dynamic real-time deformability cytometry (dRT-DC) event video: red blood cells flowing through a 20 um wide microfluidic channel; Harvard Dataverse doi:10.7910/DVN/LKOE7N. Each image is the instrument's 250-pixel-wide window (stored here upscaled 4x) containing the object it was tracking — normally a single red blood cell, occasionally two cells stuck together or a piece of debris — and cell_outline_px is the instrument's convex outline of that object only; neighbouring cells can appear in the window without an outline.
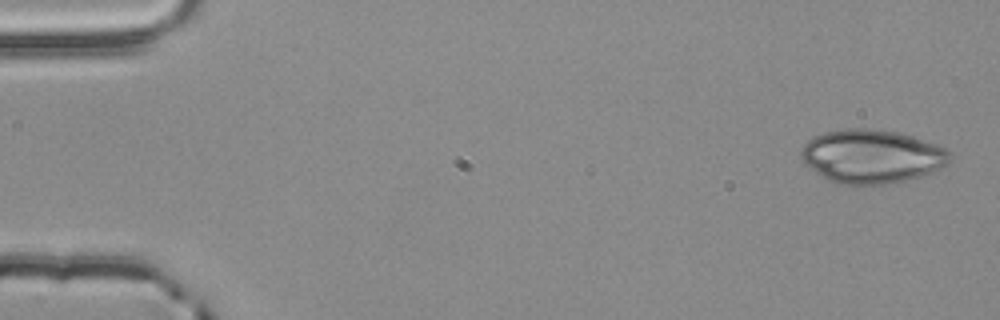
{"species": "common noctule bat (a hibernating species)", "species_latin": "Nyctalus noctula", "temperature_condition": "room temperature", "stored_images_in_passage": 5, "segment_of_instrument_passage": [2, 2], "camera_frame_rate_fps": 3000, "um_per_image_px": 0.085, "animal": {"sex": "male", "body_mass_g": 20.4}, "frame": {"image": 1, "passage_image": 5, "time_ms": 1.333, "image_size_px": [1000, 320], "cell_outline_px": [[952, 156], [948, 164], [940, 168], [920, 176], [908, 180], [888, 184], [840, 184], [828, 180], [816, 172], [800, 156], [800, 152], [804, 144], [812, 136], [824, 132], [848, 128], [872, 128], [896, 132], [912, 136], [948, 148]], "centroid_in_image_um": [74.12, 13.28], "position_along_channel_um": 10.9, "area_um2": 46.53}}